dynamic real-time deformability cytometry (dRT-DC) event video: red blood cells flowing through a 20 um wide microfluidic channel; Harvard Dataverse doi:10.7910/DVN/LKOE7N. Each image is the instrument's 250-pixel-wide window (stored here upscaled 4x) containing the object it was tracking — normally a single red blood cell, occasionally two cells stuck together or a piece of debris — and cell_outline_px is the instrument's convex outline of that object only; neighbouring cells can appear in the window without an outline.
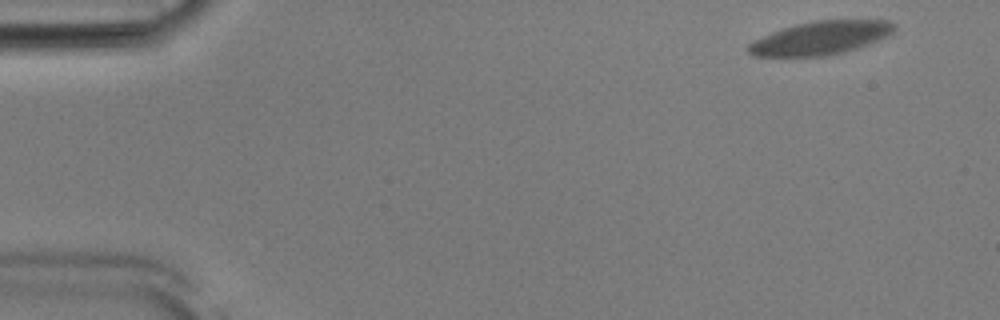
{"species": "Egyptian fruit bat (a non-hibernating species)", "species_latin": "Rousettus aegyptiacus", "temperature_condition": "room temperature", "stored_images_in_passage": 63, "camera_frame_rate_fps": 3000, "um_per_image_px": 0.085, "animal": {"sex": "male"}, "frame": {"image": 1, "passage_image": 3, "time_ms": 0.667, "image_size_px": [1000, 320], "cell_outline_px": [[896, 28], [892, 32], [868, 44], [844, 52], [828, 56], [752, 56], [744, 48], [748, 44], [772, 32], [796, 24], [816, 20], [888, 20], [896, 24]], "centroid_in_image_um": [69.73, 3.23], "position_along_channel_um": 15.3, "area_um2": 28.15}}
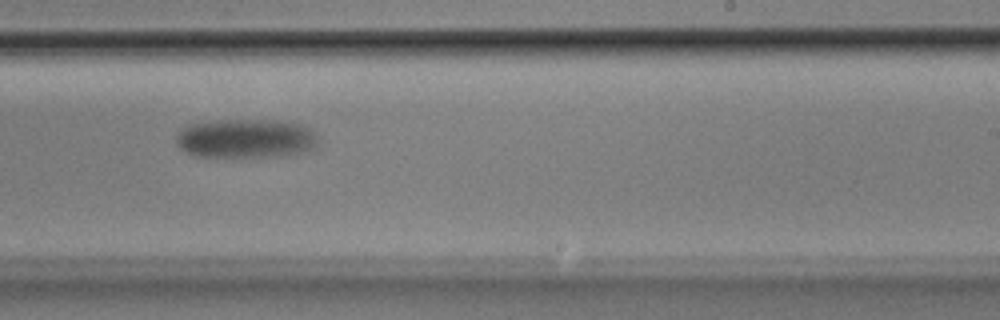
{"frame": {"image": 2, "passage_image": 39, "time_ms": 12.667, "image_size_px": [1000, 320], "cell_outline_px": [[320, 136], [316, 148], [308, 152], [288, 156], [196, 156], [184, 152], [176, 144], [176, 132], [180, 128], [188, 124], [216, 120], [276, 120], [300, 124], [316, 132]], "centroid_in_image_um": [20.92, 11.77], "position_along_channel_um": 268.1, "area_um2": 33.06}}
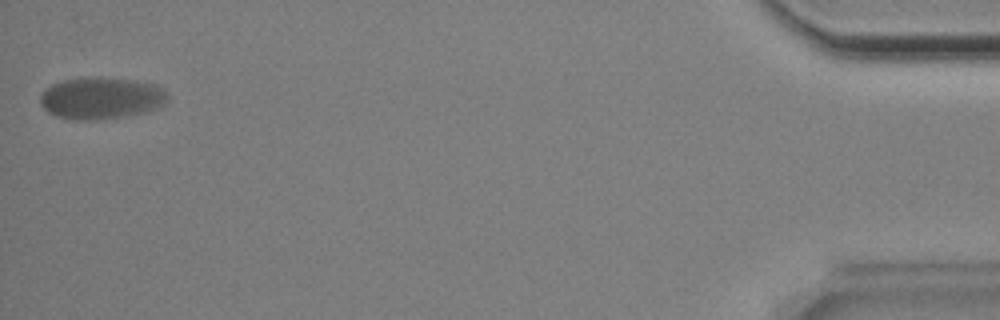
{"frame": {"image": 3, "passage_image": 63, "time_ms": 20.667, "image_size_px": [1000, 320], "cell_outline_px": [[168, 100], [164, 104], [156, 108], [144, 112], [128, 116], [100, 120], [76, 120], [56, 116], [48, 112], [40, 104], [40, 96], [44, 88], [52, 84], [64, 80], [100, 76], [104, 76], [132, 80], [156, 84], [164, 88], [168, 96]], "centroid_in_image_um": [8.61, 8.34], "position_along_channel_um": 426.6, "area_um2": 31.5}}